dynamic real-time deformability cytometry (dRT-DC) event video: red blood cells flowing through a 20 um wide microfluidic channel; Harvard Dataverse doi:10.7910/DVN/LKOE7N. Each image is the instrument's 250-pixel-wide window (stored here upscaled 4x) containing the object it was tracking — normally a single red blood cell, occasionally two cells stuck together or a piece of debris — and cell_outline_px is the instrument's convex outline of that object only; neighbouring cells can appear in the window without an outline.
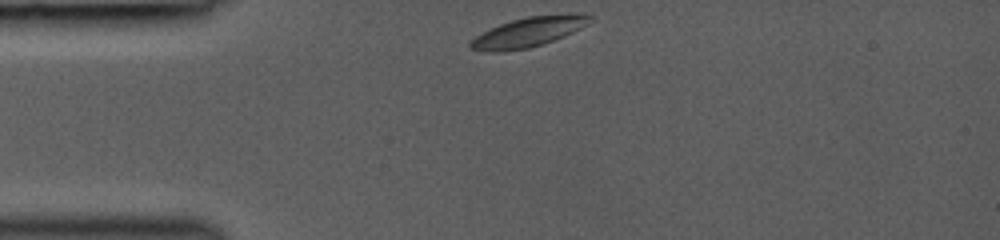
{"species": "common noctule bat (a hibernating species)", "species_latin": "Nyctalus noctula", "temperature_condition": "room temperature", "stored_images_in_passage": 31, "camera_frame_rate_fps": 3000, "um_per_image_px": 0.085, "animal": {"sex": "female", "body_mass_g": 19.0, "forearm_length_mm": 53.3}, "frame": {"image": 1, "passage_image": 1, "time_ms": 0.0, "image_size_px": [1000, 240], "cell_outline_px": [[596, 16], [592, 20], [580, 28], [572, 32], [544, 44], [528, 48], [500, 52], [492, 52], [468, 48], [468, 44], [476, 36], [500, 24], [512, 20], [528, 16], [580, 12]], "centroid_in_image_um": [44.98, 2.7], "position_along_channel_um": 40.0, "area_um2": 20.75}}
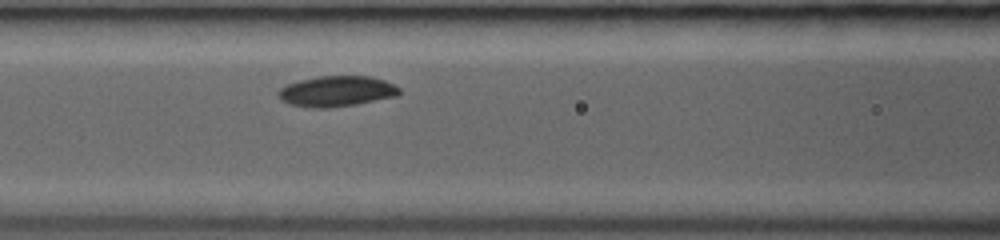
{"frame": {"image": 2, "passage_image": 19, "time_ms": 3.0, "image_size_px": [1000, 240], "cell_outline_px": [[400, 92], [396, 96], [356, 104], [328, 108], [312, 108], [288, 104], [280, 100], [276, 92], [280, 88], [288, 84], [300, 80], [316, 76], [368, 76], [384, 80], [400, 88]], "centroid_in_image_um": [28.56, 7.76], "position_along_channel_um": 138.0, "area_um2": 21.62}}
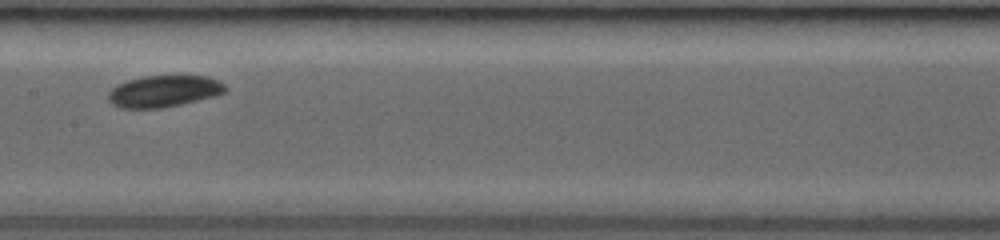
{"frame": {"image": 3, "passage_image": 27, "time_ms": 4.333, "image_size_px": [1000, 240], "cell_outline_px": [[228, 88], [224, 92], [216, 96], [180, 104], [160, 108], [120, 108], [112, 104], [108, 100], [108, 92], [116, 84], [128, 80], [144, 76], [208, 76], [224, 84]], "centroid_in_image_um": [13.9, 7.75], "position_along_channel_um": 193.5, "area_um2": 21.56}}